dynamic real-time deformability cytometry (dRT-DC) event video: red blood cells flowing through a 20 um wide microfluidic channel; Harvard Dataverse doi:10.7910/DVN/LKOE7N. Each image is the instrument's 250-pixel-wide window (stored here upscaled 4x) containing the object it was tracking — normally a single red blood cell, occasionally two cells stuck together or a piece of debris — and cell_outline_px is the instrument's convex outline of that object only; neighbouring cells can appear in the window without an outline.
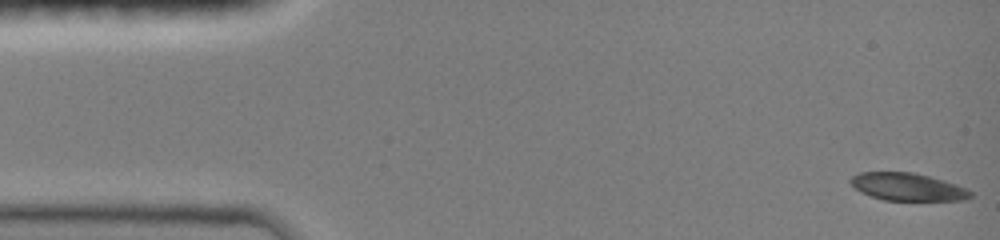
{"species": "common noctule bat (a hibernating species)", "species_latin": "Nyctalus noctula", "temperature_condition": "room temperature", "stored_images_in_passage": 47, "camera_frame_rate_fps": 3000, "um_per_image_px": 0.085, "animal": {"sex": "female", "body_mass_g": 19.0, "forearm_length_mm": 51.5}, "frame": {"image": 1, "passage_image": 1, "time_ms": 0.0, "image_size_px": [1000, 240], "cell_outline_px": [[972, 196], [964, 200], [884, 200], [860, 192], [848, 180], [852, 176], [860, 172], [916, 172], [944, 180], [968, 188], [972, 192]], "centroid_in_image_um": [77.17, 15.87], "position_along_channel_um": 7.8, "area_um2": 19.36}}
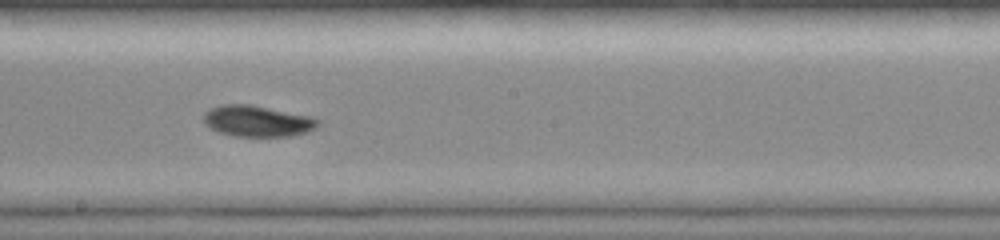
{"frame": {"image": 2, "passage_image": 26, "time_ms": 8.333, "image_size_px": [1000, 240], "cell_outline_px": [[320, 124], [316, 128], [308, 132], [292, 136], [236, 136], [220, 132], [204, 124], [204, 112], [220, 104], [252, 104], [316, 116], [320, 120]], "centroid_in_image_um": [21.96, 10.27], "position_along_channel_um": 226.2, "area_um2": 21.15}}
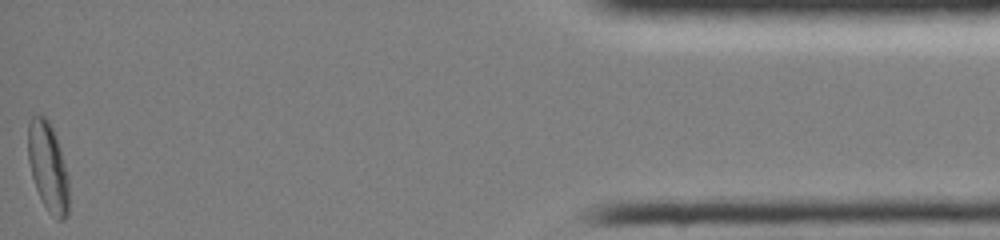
{"frame": {"image": 3, "passage_image": 47, "time_ms": 15.333, "image_size_px": [1000, 240], "cell_outline_px": [[68, 216], [64, 220], [56, 220], [48, 212], [36, 188], [32, 176], [28, 160], [28, 124], [32, 116], [44, 116], [48, 120], [52, 128], [60, 148], [68, 176]], "centroid_in_image_um": [4.08, 14.22], "position_along_channel_um": 431.1, "area_um2": 21.1}, "authors_computed_cell_mechanics": {"area_um2": 20.4034, "velocity_mm_per_s": 4.0511, "shape_relaxation_time_tau1_ms": 3.7699, "shape_relaxation_time_tau2_ms": null, "deformation_change_tau1": 0.1175, "deformation_change_tau2": null}}